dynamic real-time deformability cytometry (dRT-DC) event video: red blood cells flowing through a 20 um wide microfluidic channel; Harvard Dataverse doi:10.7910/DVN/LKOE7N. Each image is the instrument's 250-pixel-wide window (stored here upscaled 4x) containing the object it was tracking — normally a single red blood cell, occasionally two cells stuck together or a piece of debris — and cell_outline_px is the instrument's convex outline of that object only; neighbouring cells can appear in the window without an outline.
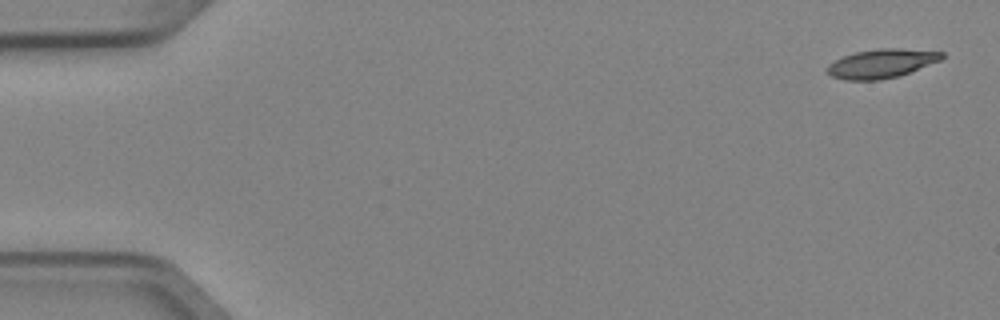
{"species": "Egyptian fruit bat (a non-hibernating species)", "species_latin": "Rousettus aegyptiacus", "temperature_condition": "cold", "stored_images_in_passage": 6, "camera_frame_rate_fps": 3000, "um_per_image_px": 0.085, "animal": {"sex": "female"}, "frame": {"image": 1, "passage_image": 1, "time_ms": 0.0, "image_size_px": [1000, 320], "cell_outline_px": [[944, 56], [940, 60], [900, 76], [880, 80], [844, 80], [832, 76], [828, 72], [828, 64], [844, 56], [856, 52], [880, 48], [900, 48], [944, 52]], "centroid_in_image_um": [74.94, 5.4], "position_along_channel_um": 10.1, "area_um2": 19.19}}
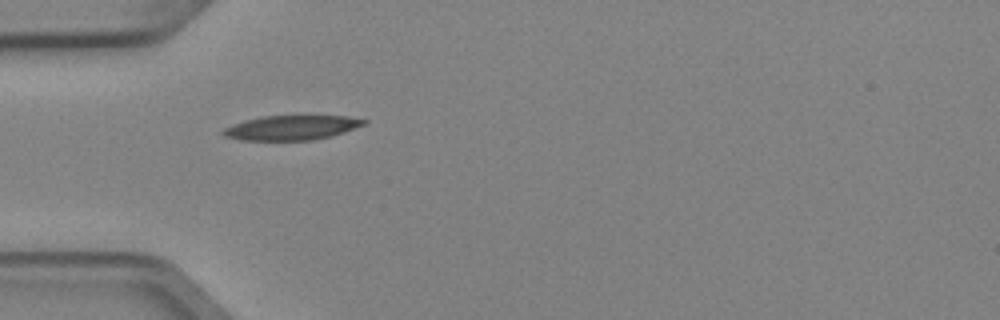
{"frame": {"image": 2, "passage_image": 5, "time_ms": 1.333, "image_size_px": [1000, 320], "cell_outline_px": [[368, 120], [364, 124], [344, 132], [332, 136], [312, 140], [240, 140], [224, 136], [220, 132], [224, 128], [244, 120], [260, 116], [348, 116]], "centroid_in_image_um": [24.75, 10.85], "position_along_channel_um": 60.3, "area_um2": 20.11}}
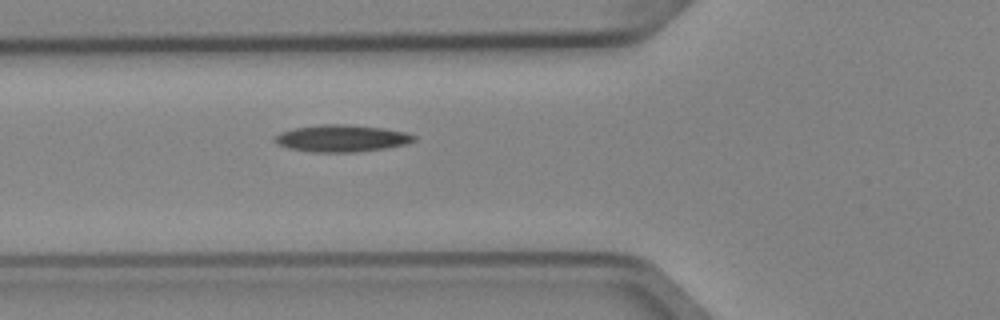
{"frame": {"image": 3, "passage_image": 6, "time_ms": 1.667, "image_size_px": [1000, 320], "cell_outline_px": [[416, 140], [404, 144], [384, 148], [356, 152], [312, 152], [288, 148], [276, 144], [272, 140], [280, 132], [292, 128], [320, 124], [344, 124], [384, 128], [404, 132], [416, 136]], "centroid_in_image_um": [28.98, 11.75], "position_along_channel_um": 96.8, "area_um2": 21.91}}